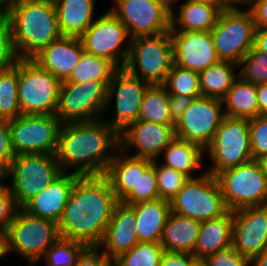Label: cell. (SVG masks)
<instances>
[{
    "mask_svg": "<svg viewBox=\"0 0 267 266\" xmlns=\"http://www.w3.org/2000/svg\"><path fill=\"white\" fill-rule=\"evenodd\" d=\"M79 177L73 172L70 174L63 172L55 181L28 201L22 209L32 216L58 223L72 187Z\"/></svg>",
    "mask_w": 267,
    "mask_h": 266,
    "instance_id": "cell-23",
    "label": "cell"
},
{
    "mask_svg": "<svg viewBox=\"0 0 267 266\" xmlns=\"http://www.w3.org/2000/svg\"><path fill=\"white\" fill-rule=\"evenodd\" d=\"M83 52L80 38L61 36L32 59L62 82L71 75Z\"/></svg>",
    "mask_w": 267,
    "mask_h": 266,
    "instance_id": "cell-24",
    "label": "cell"
},
{
    "mask_svg": "<svg viewBox=\"0 0 267 266\" xmlns=\"http://www.w3.org/2000/svg\"><path fill=\"white\" fill-rule=\"evenodd\" d=\"M62 173L56 155H16L7 169V177H12L9 190L17 206L22 208Z\"/></svg>",
    "mask_w": 267,
    "mask_h": 266,
    "instance_id": "cell-7",
    "label": "cell"
},
{
    "mask_svg": "<svg viewBox=\"0 0 267 266\" xmlns=\"http://www.w3.org/2000/svg\"><path fill=\"white\" fill-rule=\"evenodd\" d=\"M7 253V244H6V234L3 231H0V258L5 256Z\"/></svg>",
    "mask_w": 267,
    "mask_h": 266,
    "instance_id": "cell-55",
    "label": "cell"
},
{
    "mask_svg": "<svg viewBox=\"0 0 267 266\" xmlns=\"http://www.w3.org/2000/svg\"><path fill=\"white\" fill-rule=\"evenodd\" d=\"M254 47L267 54V28L256 29Z\"/></svg>",
    "mask_w": 267,
    "mask_h": 266,
    "instance_id": "cell-52",
    "label": "cell"
},
{
    "mask_svg": "<svg viewBox=\"0 0 267 266\" xmlns=\"http://www.w3.org/2000/svg\"><path fill=\"white\" fill-rule=\"evenodd\" d=\"M152 163L150 159L124 156L123 152L113 157L104 176L118 201L127 205L137 203L138 171H145Z\"/></svg>",
    "mask_w": 267,
    "mask_h": 266,
    "instance_id": "cell-22",
    "label": "cell"
},
{
    "mask_svg": "<svg viewBox=\"0 0 267 266\" xmlns=\"http://www.w3.org/2000/svg\"><path fill=\"white\" fill-rule=\"evenodd\" d=\"M112 13L126 27L130 39L170 31L171 13L156 0H114Z\"/></svg>",
    "mask_w": 267,
    "mask_h": 266,
    "instance_id": "cell-16",
    "label": "cell"
},
{
    "mask_svg": "<svg viewBox=\"0 0 267 266\" xmlns=\"http://www.w3.org/2000/svg\"><path fill=\"white\" fill-rule=\"evenodd\" d=\"M225 104V116L241 119H253L258 116L257 85L236 79L222 99Z\"/></svg>",
    "mask_w": 267,
    "mask_h": 266,
    "instance_id": "cell-30",
    "label": "cell"
},
{
    "mask_svg": "<svg viewBox=\"0 0 267 266\" xmlns=\"http://www.w3.org/2000/svg\"><path fill=\"white\" fill-rule=\"evenodd\" d=\"M129 40V56L123 68L149 85H163L174 64L170 31Z\"/></svg>",
    "mask_w": 267,
    "mask_h": 266,
    "instance_id": "cell-4",
    "label": "cell"
},
{
    "mask_svg": "<svg viewBox=\"0 0 267 266\" xmlns=\"http://www.w3.org/2000/svg\"><path fill=\"white\" fill-rule=\"evenodd\" d=\"M170 205L172 213L201 222L228 211L216 176L207 171L189 178Z\"/></svg>",
    "mask_w": 267,
    "mask_h": 266,
    "instance_id": "cell-8",
    "label": "cell"
},
{
    "mask_svg": "<svg viewBox=\"0 0 267 266\" xmlns=\"http://www.w3.org/2000/svg\"><path fill=\"white\" fill-rule=\"evenodd\" d=\"M256 24L251 10L236 7L221 11L210 30L220 60L239 64L254 46Z\"/></svg>",
    "mask_w": 267,
    "mask_h": 266,
    "instance_id": "cell-9",
    "label": "cell"
},
{
    "mask_svg": "<svg viewBox=\"0 0 267 266\" xmlns=\"http://www.w3.org/2000/svg\"><path fill=\"white\" fill-rule=\"evenodd\" d=\"M7 19L20 59H32L62 36L53 0H9Z\"/></svg>",
    "mask_w": 267,
    "mask_h": 266,
    "instance_id": "cell-3",
    "label": "cell"
},
{
    "mask_svg": "<svg viewBox=\"0 0 267 266\" xmlns=\"http://www.w3.org/2000/svg\"><path fill=\"white\" fill-rule=\"evenodd\" d=\"M15 156L11 145L9 120L0 119V164L8 169Z\"/></svg>",
    "mask_w": 267,
    "mask_h": 266,
    "instance_id": "cell-46",
    "label": "cell"
},
{
    "mask_svg": "<svg viewBox=\"0 0 267 266\" xmlns=\"http://www.w3.org/2000/svg\"><path fill=\"white\" fill-rule=\"evenodd\" d=\"M130 206L135 212L139 242L160 243L163 229L171 213L170 202L159 198Z\"/></svg>",
    "mask_w": 267,
    "mask_h": 266,
    "instance_id": "cell-26",
    "label": "cell"
},
{
    "mask_svg": "<svg viewBox=\"0 0 267 266\" xmlns=\"http://www.w3.org/2000/svg\"><path fill=\"white\" fill-rule=\"evenodd\" d=\"M163 86L172 95L201 96L199 73L173 64Z\"/></svg>",
    "mask_w": 267,
    "mask_h": 266,
    "instance_id": "cell-36",
    "label": "cell"
},
{
    "mask_svg": "<svg viewBox=\"0 0 267 266\" xmlns=\"http://www.w3.org/2000/svg\"><path fill=\"white\" fill-rule=\"evenodd\" d=\"M60 127L55 114L21 115L9 120L13 152L56 155Z\"/></svg>",
    "mask_w": 267,
    "mask_h": 266,
    "instance_id": "cell-13",
    "label": "cell"
},
{
    "mask_svg": "<svg viewBox=\"0 0 267 266\" xmlns=\"http://www.w3.org/2000/svg\"><path fill=\"white\" fill-rule=\"evenodd\" d=\"M198 2L211 3L219 7L222 11L234 7L228 0H194Z\"/></svg>",
    "mask_w": 267,
    "mask_h": 266,
    "instance_id": "cell-54",
    "label": "cell"
},
{
    "mask_svg": "<svg viewBox=\"0 0 267 266\" xmlns=\"http://www.w3.org/2000/svg\"><path fill=\"white\" fill-rule=\"evenodd\" d=\"M61 81L33 59L18 61V100L22 115L56 114Z\"/></svg>",
    "mask_w": 267,
    "mask_h": 266,
    "instance_id": "cell-5",
    "label": "cell"
},
{
    "mask_svg": "<svg viewBox=\"0 0 267 266\" xmlns=\"http://www.w3.org/2000/svg\"><path fill=\"white\" fill-rule=\"evenodd\" d=\"M19 59L9 21L7 18L0 19V70L14 67Z\"/></svg>",
    "mask_w": 267,
    "mask_h": 266,
    "instance_id": "cell-41",
    "label": "cell"
},
{
    "mask_svg": "<svg viewBox=\"0 0 267 266\" xmlns=\"http://www.w3.org/2000/svg\"><path fill=\"white\" fill-rule=\"evenodd\" d=\"M108 266H121L116 260H110Z\"/></svg>",
    "mask_w": 267,
    "mask_h": 266,
    "instance_id": "cell-61",
    "label": "cell"
},
{
    "mask_svg": "<svg viewBox=\"0 0 267 266\" xmlns=\"http://www.w3.org/2000/svg\"><path fill=\"white\" fill-rule=\"evenodd\" d=\"M159 199L155 166L152 163L145 171H138L137 203Z\"/></svg>",
    "mask_w": 267,
    "mask_h": 266,
    "instance_id": "cell-43",
    "label": "cell"
},
{
    "mask_svg": "<svg viewBox=\"0 0 267 266\" xmlns=\"http://www.w3.org/2000/svg\"><path fill=\"white\" fill-rule=\"evenodd\" d=\"M88 246L84 243L60 237L44 254L47 266H75Z\"/></svg>",
    "mask_w": 267,
    "mask_h": 266,
    "instance_id": "cell-37",
    "label": "cell"
},
{
    "mask_svg": "<svg viewBox=\"0 0 267 266\" xmlns=\"http://www.w3.org/2000/svg\"><path fill=\"white\" fill-rule=\"evenodd\" d=\"M201 221L170 213L163 229L160 244L164 251L193 254Z\"/></svg>",
    "mask_w": 267,
    "mask_h": 266,
    "instance_id": "cell-28",
    "label": "cell"
},
{
    "mask_svg": "<svg viewBox=\"0 0 267 266\" xmlns=\"http://www.w3.org/2000/svg\"><path fill=\"white\" fill-rule=\"evenodd\" d=\"M114 147L119 150V132L106 121L66 123L59 130L56 158L62 172L77 166L73 173L79 176H101L115 156L109 152Z\"/></svg>",
    "mask_w": 267,
    "mask_h": 266,
    "instance_id": "cell-2",
    "label": "cell"
},
{
    "mask_svg": "<svg viewBox=\"0 0 267 266\" xmlns=\"http://www.w3.org/2000/svg\"><path fill=\"white\" fill-rule=\"evenodd\" d=\"M118 68L103 57L83 52L79 63L71 72V75L62 82H84L95 80L98 82H111Z\"/></svg>",
    "mask_w": 267,
    "mask_h": 266,
    "instance_id": "cell-34",
    "label": "cell"
},
{
    "mask_svg": "<svg viewBox=\"0 0 267 266\" xmlns=\"http://www.w3.org/2000/svg\"><path fill=\"white\" fill-rule=\"evenodd\" d=\"M194 100L191 96L169 94V108L172 120L176 123L184 111L191 105Z\"/></svg>",
    "mask_w": 267,
    "mask_h": 266,
    "instance_id": "cell-49",
    "label": "cell"
},
{
    "mask_svg": "<svg viewBox=\"0 0 267 266\" xmlns=\"http://www.w3.org/2000/svg\"><path fill=\"white\" fill-rule=\"evenodd\" d=\"M149 84L134 77L124 68L118 69L107 86L106 109L116 94L115 118L106 121L119 133L130 123L137 121L141 102Z\"/></svg>",
    "mask_w": 267,
    "mask_h": 266,
    "instance_id": "cell-17",
    "label": "cell"
},
{
    "mask_svg": "<svg viewBox=\"0 0 267 266\" xmlns=\"http://www.w3.org/2000/svg\"><path fill=\"white\" fill-rule=\"evenodd\" d=\"M173 63L200 73L218 62L210 31H170Z\"/></svg>",
    "mask_w": 267,
    "mask_h": 266,
    "instance_id": "cell-20",
    "label": "cell"
},
{
    "mask_svg": "<svg viewBox=\"0 0 267 266\" xmlns=\"http://www.w3.org/2000/svg\"><path fill=\"white\" fill-rule=\"evenodd\" d=\"M216 178L228 210L267 205V180L258 160L225 169Z\"/></svg>",
    "mask_w": 267,
    "mask_h": 266,
    "instance_id": "cell-10",
    "label": "cell"
},
{
    "mask_svg": "<svg viewBox=\"0 0 267 266\" xmlns=\"http://www.w3.org/2000/svg\"><path fill=\"white\" fill-rule=\"evenodd\" d=\"M204 149L194 143L175 137L162 151L165 153L166 162L162 165L182 172L193 178L192 172L200 167Z\"/></svg>",
    "mask_w": 267,
    "mask_h": 266,
    "instance_id": "cell-32",
    "label": "cell"
},
{
    "mask_svg": "<svg viewBox=\"0 0 267 266\" xmlns=\"http://www.w3.org/2000/svg\"><path fill=\"white\" fill-rule=\"evenodd\" d=\"M137 120L175 125L169 108V93L163 85H149L145 90Z\"/></svg>",
    "mask_w": 267,
    "mask_h": 266,
    "instance_id": "cell-33",
    "label": "cell"
},
{
    "mask_svg": "<svg viewBox=\"0 0 267 266\" xmlns=\"http://www.w3.org/2000/svg\"><path fill=\"white\" fill-rule=\"evenodd\" d=\"M5 178H7V169L0 164V184Z\"/></svg>",
    "mask_w": 267,
    "mask_h": 266,
    "instance_id": "cell-60",
    "label": "cell"
},
{
    "mask_svg": "<svg viewBox=\"0 0 267 266\" xmlns=\"http://www.w3.org/2000/svg\"><path fill=\"white\" fill-rule=\"evenodd\" d=\"M174 126L141 120L132 122L119 133V150L125 152L134 146L138 152L130 156L156 160L176 137Z\"/></svg>",
    "mask_w": 267,
    "mask_h": 266,
    "instance_id": "cell-19",
    "label": "cell"
},
{
    "mask_svg": "<svg viewBox=\"0 0 267 266\" xmlns=\"http://www.w3.org/2000/svg\"><path fill=\"white\" fill-rule=\"evenodd\" d=\"M158 3H160L164 8H166L170 13H174L173 12V4L177 1V0H156Z\"/></svg>",
    "mask_w": 267,
    "mask_h": 266,
    "instance_id": "cell-57",
    "label": "cell"
},
{
    "mask_svg": "<svg viewBox=\"0 0 267 266\" xmlns=\"http://www.w3.org/2000/svg\"><path fill=\"white\" fill-rule=\"evenodd\" d=\"M110 82H61L56 116L61 124L99 120L105 112Z\"/></svg>",
    "mask_w": 267,
    "mask_h": 266,
    "instance_id": "cell-11",
    "label": "cell"
},
{
    "mask_svg": "<svg viewBox=\"0 0 267 266\" xmlns=\"http://www.w3.org/2000/svg\"><path fill=\"white\" fill-rule=\"evenodd\" d=\"M163 253L160 243L139 242L115 260L121 266H160Z\"/></svg>",
    "mask_w": 267,
    "mask_h": 266,
    "instance_id": "cell-38",
    "label": "cell"
},
{
    "mask_svg": "<svg viewBox=\"0 0 267 266\" xmlns=\"http://www.w3.org/2000/svg\"><path fill=\"white\" fill-rule=\"evenodd\" d=\"M235 67H239L237 63L219 60L200 72L201 96L222 100L234 81L239 77V75L233 73Z\"/></svg>",
    "mask_w": 267,
    "mask_h": 266,
    "instance_id": "cell-31",
    "label": "cell"
},
{
    "mask_svg": "<svg viewBox=\"0 0 267 266\" xmlns=\"http://www.w3.org/2000/svg\"><path fill=\"white\" fill-rule=\"evenodd\" d=\"M252 266H267V249L258 256L250 259Z\"/></svg>",
    "mask_w": 267,
    "mask_h": 266,
    "instance_id": "cell-53",
    "label": "cell"
},
{
    "mask_svg": "<svg viewBox=\"0 0 267 266\" xmlns=\"http://www.w3.org/2000/svg\"><path fill=\"white\" fill-rule=\"evenodd\" d=\"M128 36L126 27L111 10H108L107 13L97 18L79 38L85 52L106 58L121 69L129 56L130 43L121 48Z\"/></svg>",
    "mask_w": 267,
    "mask_h": 266,
    "instance_id": "cell-14",
    "label": "cell"
},
{
    "mask_svg": "<svg viewBox=\"0 0 267 266\" xmlns=\"http://www.w3.org/2000/svg\"><path fill=\"white\" fill-rule=\"evenodd\" d=\"M9 0H0V19L8 17Z\"/></svg>",
    "mask_w": 267,
    "mask_h": 266,
    "instance_id": "cell-56",
    "label": "cell"
},
{
    "mask_svg": "<svg viewBox=\"0 0 267 266\" xmlns=\"http://www.w3.org/2000/svg\"><path fill=\"white\" fill-rule=\"evenodd\" d=\"M19 210L8 185L0 184V231L5 232Z\"/></svg>",
    "mask_w": 267,
    "mask_h": 266,
    "instance_id": "cell-45",
    "label": "cell"
},
{
    "mask_svg": "<svg viewBox=\"0 0 267 266\" xmlns=\"http://www.w3.org/2000/svg\"><path fill=\"white\" fill-rule=\"evenodd\" d=\"M98 246H88L78 258L75 266H108L110 259Z\"/></svg>",
    "mask_w": 267,
    "mask_h": 266,
    "instance_id": "cell-48",
    "label": "cell"
},
{
    "mask_svg": "<svg viewBox=\"0 0 267 266\" xmlns=\"http://www.w3.org/2000/svg\"><path fill=\"white\" fill-rule=\"evenodd\" d=\"M160 266H201V262L190 253L164 251Z\"/></svg>",
    "mask_w": 267,
    "mask_h": 266,
    "instance_id": "cell-47",
    "label": "cell"
},
{
    "mask_svg": "<svg viewBox=\"0 0 267 266\" xmlns=\"http://www.w3.org/2000/svg\"><path fill=\"white\" fill-rule=\"evenodd\" d=\"M260 165H261V168H262V171H263V174L267 180V156L261 158L258 160Z\"/></svg>",
    "mask_w": 267,
    "mask_h": 266,
    "instance_id": "cell-58",
    "label": "cell"
},
{
    "mask_svg": "<svg viewBox=\"0 0 267 266\" xmlns=\"http://www.w3.org/2000/svg\"><path fill=\"white\" fill-rule=\"evenodd\" d=\"M118 202L104 175L80 176L58 222L61 237L98 246Z\"/></svg>",
    "mask_w": 267,
    "mask_h": 266,
    "instance_id": "cell-1",
    "label": "cell"
},
{
    "mask_svg": "<svg viewBox=\"0 0 267 266\" xmlns=\"http://www.w3.org/2000/svg\"><path fill=\"white\" fill-rule=\"evenodd\" d=\"M60 34L80 37L95 21V0H53Z\"/></svg>",
    "mask_w": 267,
    "mask_h": 266,
    "instance_id": "cell-27",
    "label": "cell"
},
{
    "mask_svg": "<svg viewBox=\"0 0 267 266\" xmlns=\"http://www.w3.org/2000/svg\"><path fill=\"white\" fill-rule=\"evenodd\" d=\"M242 66L238 75L254 85L267 83V54L254 46L238 64Z\"/></svg>",
    "mask_w": 267,
    "mask_h": 266,
    "instance_id": "cell-40",
    "label": "cell"
},
{
    "mask_svg": "<svg viewBox=\"0 0 267 266\" xmlns=\"http://www.w3.org/2000/svg\"><path fill=\"white\" fill-rule=\"evenodd\" d=\"M234 7H236V5H239L240 3H242L243 5H250L254 0H228Z\"/></svg>",
    "mask_w": 267,
    "mask_h": 266,
    "instance_id": "cell-59",
    "label": "cell"
},
{
    "mask_svg": "<svg viewBox=\"0 0 267 266\" xmlns=\"http://www.w3.org/2000/svg\"><path fill=\"white\" fill-rule=\"evenodd\" d=\"M222 106L221 99L205 96L195 98L175 123V136L205 150L225 117Z\"/></svg>",
    "mask_w": 267,
    "mask_h": 266,
    "instance_id": "cell-15",
    "label": "cell"
},
{
    "mask_svg": "<svg viewBox=\"0 0 267 266\" xmlns=\"http://www.w3.org/2000/svg\"><path fill=\"white\" fill-rule=\"evenodd\" d=\"M250 260L240 255L233 247L218 251L201 261V266H248Z\"/></svg>",
    "mask_w": 267,
    "mask_h": 266,
    "instance_id": "cell-44",
    "label": "cell"
},
{
    "mask_svg": "<svg viewBox=\"0 0 267 266\" xmlns=\"http://www.w3.org/2000/svg\"><path fill=\"white\" fill-rule=\"evenodd\" d=\"M256 29L267 28V0H254L250 5Z\"/></svg>",
    "mask_w": 267,
    "mask_h": 266,
    "instance_id": "cell-50",
    "label": "cell"
},
{
    "mask_svg": "<svg viewBox=\"0 0 267 266\" xmlns=\"http://www.w3.org/2000/svg\"><path fill=\"white\" fill-rule=\"evenodd\" d=\"M18 100V63L0 70V119L12 120L21 116Z\"/></svg>",
    "mask_w": 267,
    "mask_h": 266,
    "instance_id": "cell-35",
    "label": "cell"
},
{
    "mask_svg": "<svg viewBox=\"0 0 267 266\" xmlns=\"http://www.w3.org/2000/svg\"><path fill=\"white\" fill-rule=\"evenodd\" d=\"M249 132L253 160L267 156V115L250 119Z\"/></svg>",
    "mask_w": 267,
    "mask_h": 266,
    "instance_id": "cell-42",
    "label": "cell"
},
{
    "mask_svg": "<svg viewBox=\"0 0 267 266\" xmlns=\"http://www.w3.org/2000/svg\"><path fill=\"white\" fill-rule=\"evenodd\" d=\"M7 253L15 251L32 266L61 237L58 223L26 213L22 208L5 231Z\"/></svg>",
    "mask_w": 267,
    "mask_h": 266,
    "instance_id": "cell-6",
    "label": "cell"
},
{
    "mask_svg": "<svg viewBox=\"0 0 267 266\" xmlns=\"http://www.w3.org/2000/svg\"><path fill=\"white\" fill-rule=\"evenodd\" d=\"M136 224L134 209L119 201L98 247L103 246L107 257L115 260L139 243Z\"/></svg>",
    "mask_w": 267,
    "mask_h": 266,
    "instance_id": "cell-21",
    "label": "cell"
},
{
    "mask_svg": "<svg viewBox=\"0 0 267 266\" xmlns=\"http://www.w3.org/2000/svg\"><path fill=\"white\" fill-rule=\"evenodd\" d=\"M221 11L211 3L186 0L178 10V16L171 13L170 31H210L217 23Z\"/></svg>",
    "mask_w": 267,
    "mask_h": 266,
    "instance_id": "cell-29",
    "label": "cell"
},
{
    "mask_svg": "<svg viewBox=\"0 0 267 266\" xmlns=\"http://www.w3.org/2000/svg\"><path fill=\"white\" fill-rule=\"evenodd\" d=\"M233 211L220 217L202 221L193 256L203 261L218 251L232 247Z\"/></svg>",
    "mask_w": 267,
    "mask_h": 266,
    "instance_id": "cell-25",
    "label": "cell"
},
{
    "mask_svg": "<svg viewBox=\"0 0 267 266\" xmlns=\"http://www.w3.org/2000/svg\"><path fill=\"white\" fill-rule=\"evenodd\" d=\"M210 154L213 167L207 172H219L253 160L249 120L225 116L205 151Z\"/></svg>",
    "mask_w": 267,
    "mask_h": 266,
    "instance_id": "cell-12",
    "label": "cell"
},
{
    "mask_svg": "<svg viewBox=\"0 0 267 266\" xmlns=\"http://www.w3.org/2000/svg\"><path fill=\"white\" fill-rule=\"evenodd\" d=\"M153 164L157 177L159 198L170 202L182 189L189 177L182 172L162 164L159 165L156 160H153Z\"/></svg>",
    "mask_w": 267,
    "mask_h": 266,
    "instance_id": "cell-39",
    "label": "cell"
},
{
    "mask_svg": "<svg viewBox=\"0 0 267 266\" xmlns=\"http://www.w3.org/2000/svg\"><path fill=\"white\" fill-rule=\"evenodd\" d=\"M232 247L249 260L267 249V205L233 210Z\"/></svg>",
    "mask_w": 267,
    "mask_h": 266,
    "instance_id": "cell-18",
    "label": "cell"
},
{
    "mask_svg": "<svg viewBox=\"0 0 267 266\" xmlns=\"http://www.w3.org/2000/svg\"><path fill=\"white\" fill-rule=\"evenodd\" d=\"M258 115H267V83L257 85Z\"/></svg>",
    "mask_w": 267,
    "mask_h": 266,
    "instance_id": "cell-51",
    "label": "cell"
}]
</instances>
